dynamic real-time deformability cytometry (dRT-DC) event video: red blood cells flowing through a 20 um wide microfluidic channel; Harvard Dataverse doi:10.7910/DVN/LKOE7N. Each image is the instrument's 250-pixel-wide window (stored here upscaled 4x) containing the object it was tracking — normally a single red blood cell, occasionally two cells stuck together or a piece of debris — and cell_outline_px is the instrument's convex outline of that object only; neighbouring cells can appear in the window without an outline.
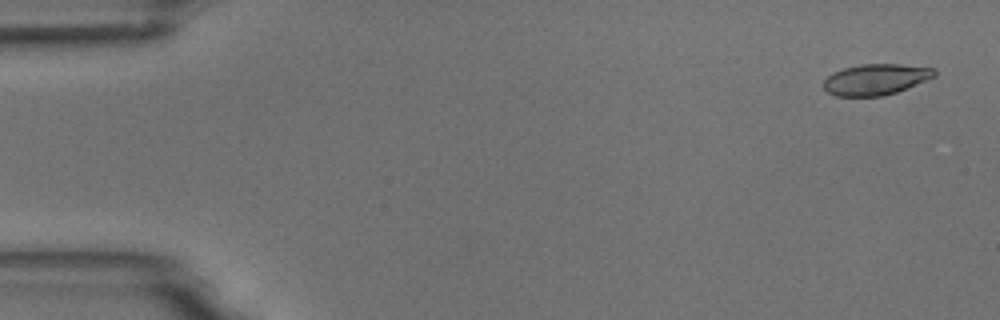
{"species": "common noctule bat (a hibernating species)", "species_latin": "Nyctalus noctula", "temperature_condition": "room temperature", "stored_images_in_passage": 5, "camera_frame_rate_fps": 3000, "um_per_image_px": 0.085, "animal": {"sex": "male", "body_mass_g": 18.8}, "frame": {"image": 1, "passage_image": 1, "time_ms": 0.0, "image_size_px": [1000, 320], "cell_outline_px": [[936, 76], [896, 92], [884, 96], [836, 96], [828, 92], [824, 88], [824, 80], [832, 72], [844, 68], [860, 64], [900, 64], [932, 68], [936, 72]], "centroid_in_image_um": [74.41, 6.75], "position_along_channel_um": 10.6, "area_um2": 19.88}}
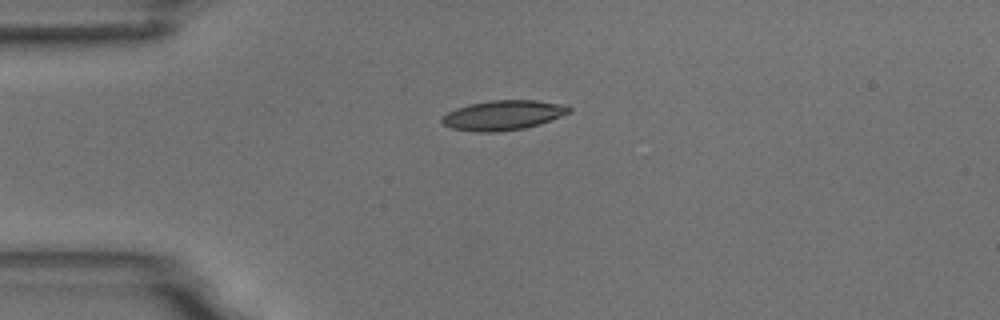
{"frame": {"image": 2, "passage_image": 4, "time_ms": 3.667, "image_size_px": [1000, 320], "cell_outline_px": [[572, 112], [540, 124], [524, 128], [496, 132], [476, 132], [452, 128], [444, 124], [440, 120], [448, 112], [456, 108], [468, 104], [488, 100], [536, 100], [568, 104], [572, 108]], "centroid_in_image_um": [42.82, 9.78], "position_along_channel_um": 42.2, "area_um2": 22.25}}